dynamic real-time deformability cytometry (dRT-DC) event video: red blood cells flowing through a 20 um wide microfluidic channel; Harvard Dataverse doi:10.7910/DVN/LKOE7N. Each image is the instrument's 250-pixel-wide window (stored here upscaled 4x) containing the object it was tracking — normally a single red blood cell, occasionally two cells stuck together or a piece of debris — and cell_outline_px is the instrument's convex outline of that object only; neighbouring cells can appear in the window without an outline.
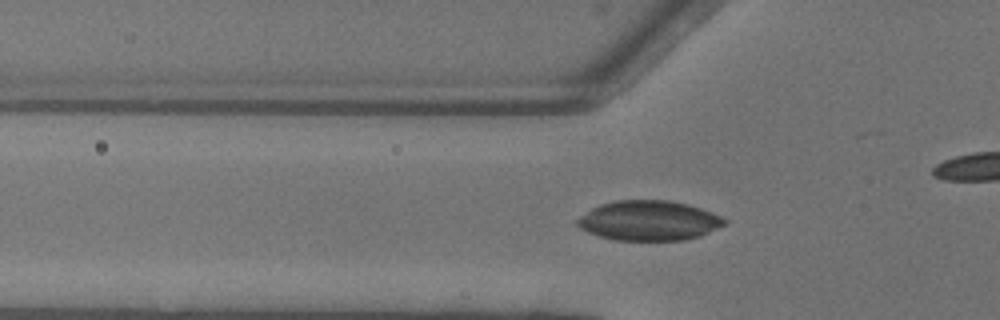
{"species": "common noctule bat (a hibernating species)", "species_latin": "Nyctalus noctula", "temperature_condition": "warm", "stored_images_in_passage": 41, "camera_frame_rate_fps": 3000, "um_per_image_px": 0.085, "animal": {"sex": "female"}, "frame": {"image": 1, "passage_image": 18, "time_ms": 5.667, "image_size_px": [1000, 320], "cell_outline_px": [[728, 224], [700, 236], [684, 240], [616, 240], [600, 236], [588, 232], [580, 228], [576, 224], [576, 220], [580, 216], [592, 208], [600, 204], [616, 200], [668, 200], [688, 204], [712, 212], [728, 220]], "centroid_in_image_um": [55.18, 18.75], "position_along_channel_um": 70.6, "area_um2": 34.28}}
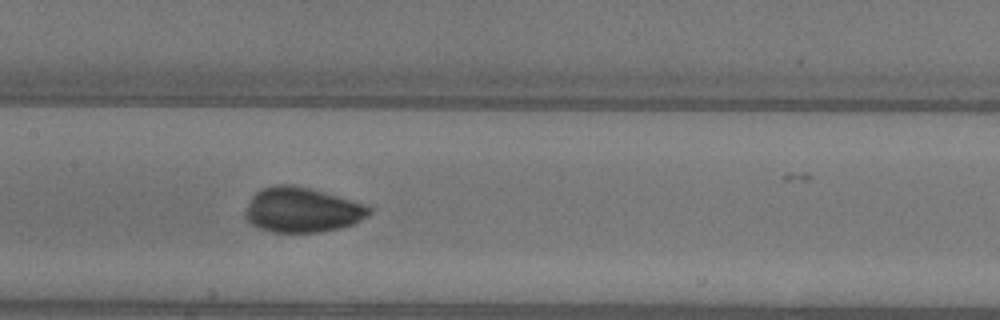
{"frame": {"image": 2, "passage_image": 26, "time_ms": 8.333, "image_size_px": [1000, 320], "cell_outline_px": [[372, 212], [368, 216], [352, 224], [340, 228], [320, 232], [272, 232], [256, 228], [244, 216], [244, 212], [252, 196], [260, 188], [276, 184], [292, 184], [324, 192], [368, 204], [372, 208]], "centroid_in_image_um": [25.68, 17.84], "position_along_channel_um": 181.7, "area_um2": 32.71}}
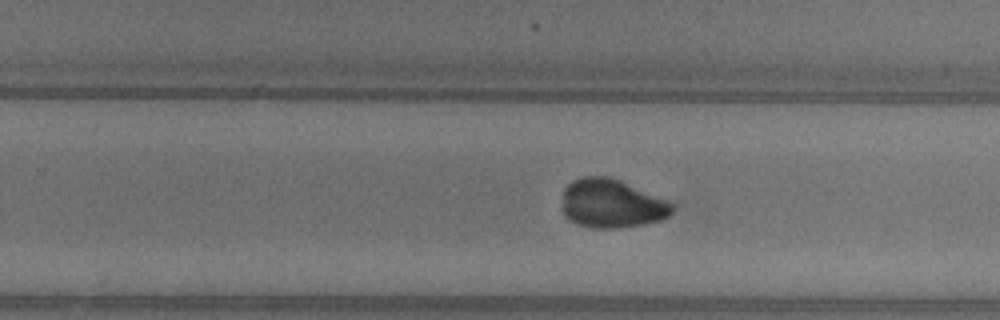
{"frame": {"image": 3, "passage_image": 33, "time_ms": 10.667, "image_size_px": [1000, 320], "cell_outline_px": [[676, 204], [672, 212], [668, 216], [660, 220], [644, 224], [620, 228], [596, 228], [576, 224], [568, 220], [564, 216], [560, 208], [564, 188], [572, 180], [580, 176], [608, 176], [620, 180], [668, 200]], "centroid_in_image_um": [51.96, 17.3], "position_along_channel_um": 277.8, "area_um2": 31.85}}